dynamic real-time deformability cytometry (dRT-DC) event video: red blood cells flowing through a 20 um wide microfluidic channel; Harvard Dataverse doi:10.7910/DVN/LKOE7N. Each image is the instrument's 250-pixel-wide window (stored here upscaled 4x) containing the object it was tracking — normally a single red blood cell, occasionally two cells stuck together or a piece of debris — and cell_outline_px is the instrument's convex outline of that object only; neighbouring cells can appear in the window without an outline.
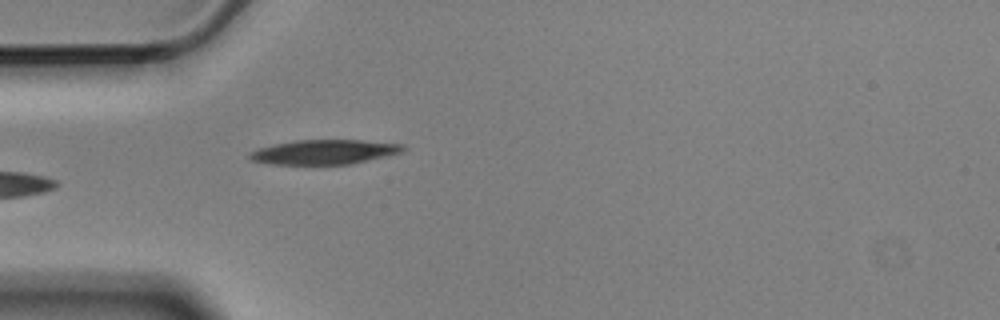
{"species": "Egyptian fruit bat (a non-hibernating species)", "species_latin": "Rousettus aegyptiacus", "temperature_condition": "cold", "stored_images_in_passage": 5, "camera_frame_rate_fps": 3000, "um_per_image_px": 0.085, "animal": {"sex": "male"}, "frame": {"image": 1, "passage_image": 5, "time_ms": 1.333, "image_size_px": [1000, 320], "cell_outline_px": [[408, 148], [400, 152], [352, 164], [272, 164], [252, 160], [248, 156], [248, 152], [256, 148], [296, 140], [360, 140], [404, 144]], "centroid_in_image_um": [27.55, 12.91], "position_along_channel_um": 57.5, "area_um2": 21.85}}